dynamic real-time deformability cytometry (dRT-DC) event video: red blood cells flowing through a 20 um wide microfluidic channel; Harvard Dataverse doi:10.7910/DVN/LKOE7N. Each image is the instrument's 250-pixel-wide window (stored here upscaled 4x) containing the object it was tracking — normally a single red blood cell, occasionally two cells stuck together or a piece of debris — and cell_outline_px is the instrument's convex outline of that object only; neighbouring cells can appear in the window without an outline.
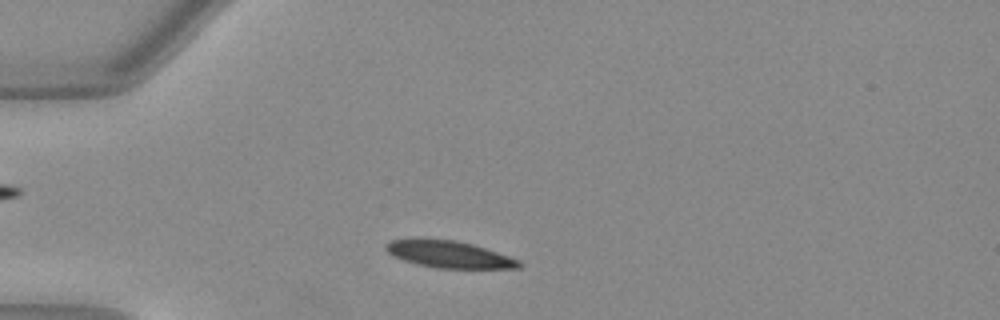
{"species": "Egyptian fruit bat (a non-hibernating species)", "species_latin": "Rousettus aegyptiacus", "temperature_condition": "warm", "stored_images_in_passage": 36, "camera_frame_rate_fps": 3000, "um_per_image_px": 0.085, "animal": {"sex": "female"}, "frame": {"image": 1, "passage_image": 4, "time_ms": 1.0, "image_size_px": [1000, 320], "cell_outline_px": [[524, 264], [520, 268], [440, 268], [420, 264], [404, 260], [388, 252], [384, 248], [384, 244], [392, 240], [416, 236], [456, 240], [472, 244], [520, 260]], "centroid_in_image_um": [38.13, 21.58], "position_along_channel_um": 46.9, "area_um2": 21.15}}
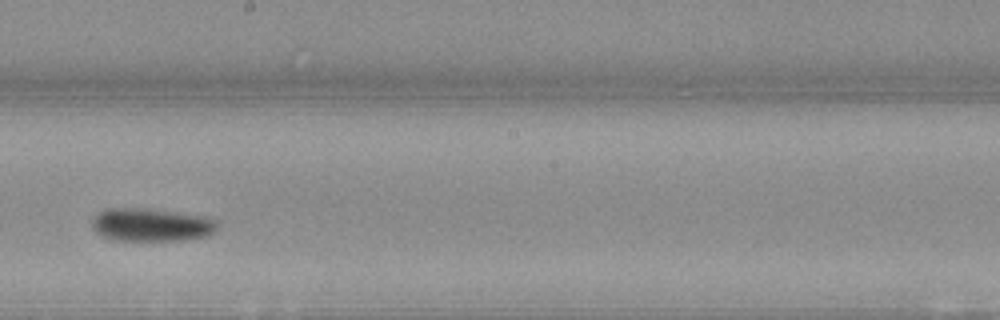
{"frame": {"image": 2, "passage_image": 20, "time_ms": 6.333, "image_size_px": [1000, 320], "cell_outline_px": [[216, 228], [208, 236], [184, 240], [108, 240], [100, 236], [92, 228], [92, 220], [100, 212], [108, 208], [140, 208], [212, 216], [216, 220]], "centroid_in_image_um": [12.86, 19.11], "position_along_channel_um": 235.3, "area_um2": 24.33}}
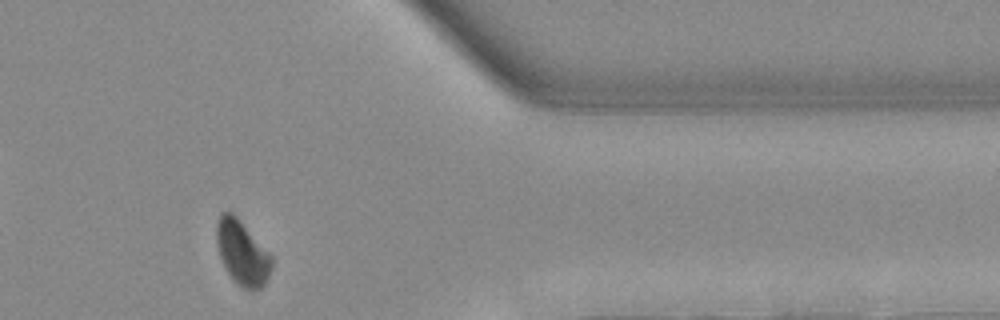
{"frame": {"image": 3, "passage_image": 33, "time_ms": 10.667, "image_size_px": [1000, 320], "cell_outline_px": [[272, 264], [268, 276], [264, 284], [260, 288], [244, 288], [232, 280], [220, 256], [216, 244], [216, 224], [220, 212], [228, 208], [240, 220], [272, 256]], "centroid_in_image_um": [20.55, 21.42], "position_along_channel_um": 390.9, "area_um2": 20.52}, "authors_computed_cell_mechanics": {"area_um2": 22.542, "velocity_mm_per_s": 3.9808, "shape_relaxation_time_tau1_ms": 3.4019, "shape_relaxation_time_tau2_ms": null, "deformation_change_tau1": 0.155, "deformation_change_tau2": null}}